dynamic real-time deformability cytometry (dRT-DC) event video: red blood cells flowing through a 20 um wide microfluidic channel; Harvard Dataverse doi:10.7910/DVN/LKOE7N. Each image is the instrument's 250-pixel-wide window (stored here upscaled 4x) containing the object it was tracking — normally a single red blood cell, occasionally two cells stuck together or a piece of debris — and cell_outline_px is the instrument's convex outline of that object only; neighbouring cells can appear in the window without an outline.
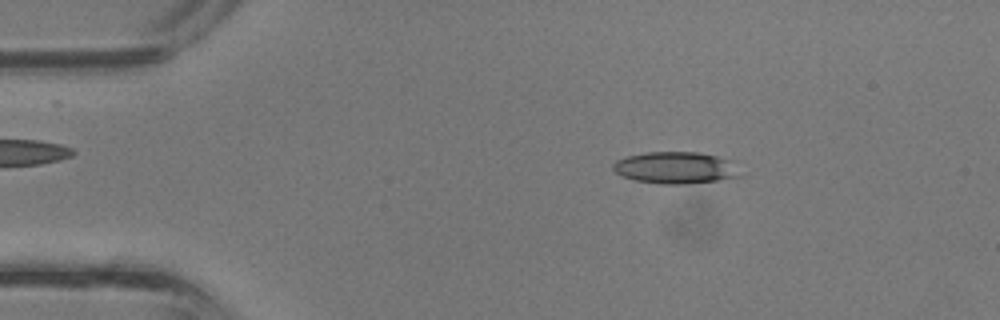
{"species": "common noctule bat (a hibernating species)", "species_latin": "Nyctalus noctula", "temperature_condition": "room temperature", "stored_images_in_passage": 37, "camera_frame_rate_fps": 3000, "um_per_image_px": 0.085, "animal": {"sex": "male", "body_mass_g": 13.3}, "frame": {"image": 1, "passage_image": 6, "time_ms": 1.667, "image_size_px": [1000, 320], "cell_outline_px": [[744, 176], [716, 180], [684, 184], [660, 184], [636, 180], [620, 176], [612, 168], [612, 164], [616, 160], [628, 156], [644, 152], [696, 152], [716, 156], [732, 160]], "centroid_in_image_um": [57.43, 14.26], "position_along_channel_um": 27.6, "area_um2": 23.7}}
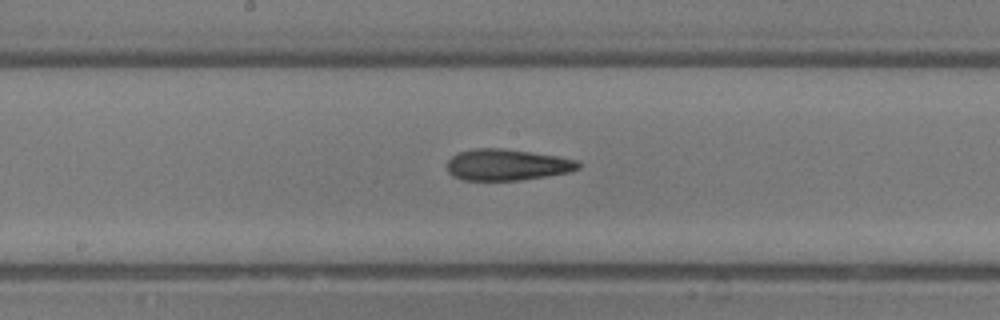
{"frame": {"image": 2, "passage_image": 19, "time_ms": 6.0, "image_size_px": [1000, 320], "cell_outline_px": [[580, 168], [568, 172], [520, 180], [464, 180], [452, 176], [448, 172], [448, 160], [452, 156], [460, 152], [472, 148], [504, 148], [556, 156], [580, 160]], "centroid_in_image_um": [43.09, 14.0], "position_along_channel_um": 205.1, "area_um2": 23.87}}
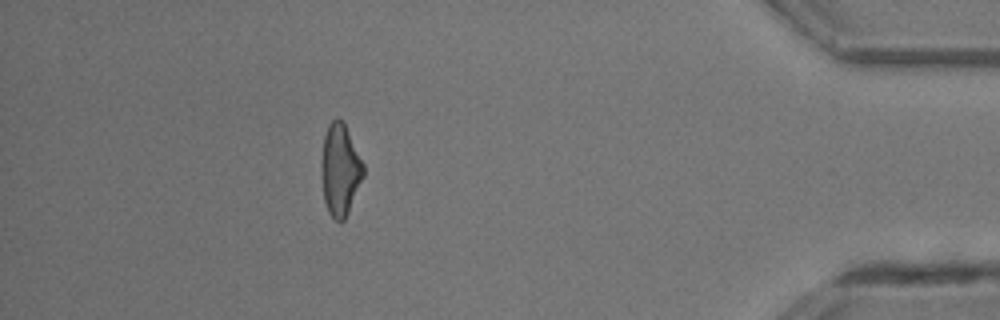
{"frame": {"image": 3, "passage_image": 33, "time_ms": 10.667, "image_size_px": [1000, 320], "cell_outline_px": [[364, 176], [348, 212], [344, 220], [340, 224], [328, 212], [324, 200], [320, 168], [324, 136], [328, 124], [336, 116], [344, 120], [364, 164]], "centroid_in_image_um": [28.91, 14.39], "position_along_channel_um": 406.3, "area_um2": 22.83}}